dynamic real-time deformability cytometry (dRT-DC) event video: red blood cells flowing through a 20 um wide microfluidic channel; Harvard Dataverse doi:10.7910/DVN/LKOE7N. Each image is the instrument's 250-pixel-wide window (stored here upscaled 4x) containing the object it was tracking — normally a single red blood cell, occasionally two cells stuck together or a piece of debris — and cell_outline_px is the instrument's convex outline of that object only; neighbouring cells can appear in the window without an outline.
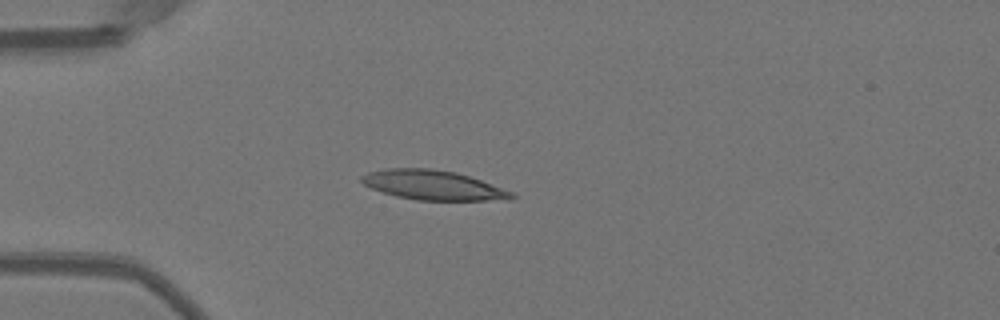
{"species": "Egyptian fruit bat (a non-hibernating species)", "species_latin": "Rousettus aegyptiacus", "temperature_condition": "warm", "stored_images_in_passage": 36, "camera_frame_rate_fps": 3000, "um_per_image_px": 0.085, "animal": {"sex": "female"}, "frame": {"image": 1, "passage_image": 1, "time_ms": 0.0, "image_size_px": [1000, 320], "cell_outline_px": [[516, 196], [512, 200], [416, 200], [396, 196], [372, 188], [364, 184], [360, 180], [360, 176], [368, 172], [384, 168], [432, 168], [456, 172], [480, 180], [512, 192]], "centroid_in_image_um": [36.79, 15.73], "position_along_channel_um": 48.2, "area_um2": 25.78}}
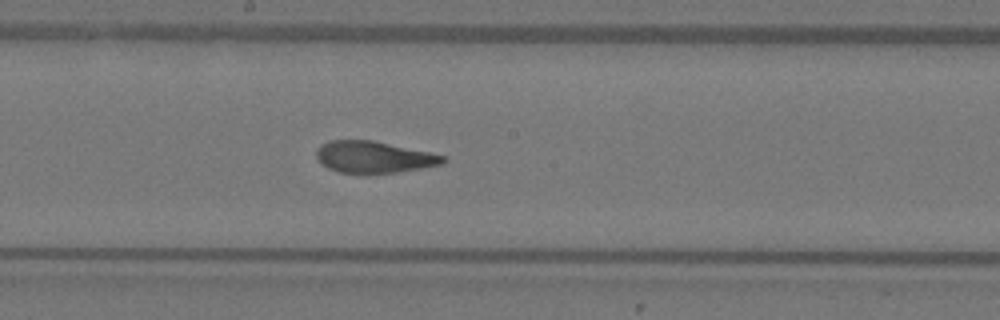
{"frame": {"image": 2, "passage_image": 15, "time_ms": 4.667, "image_size_px": [1000, 320], "cell_outline_px": [[448, 160], [440, 164], [420, 168], [396, 172], [340, 172], [328, 168], [320, 164], [316, 156], [316, 148], [320, 144], [328, 140], [372, 140], [428, 152], [444, 156]], "centroid_in_image_um": [31.7, 13.33], "position_along_channel_um": 216.5, "area_um2": 23.0}}
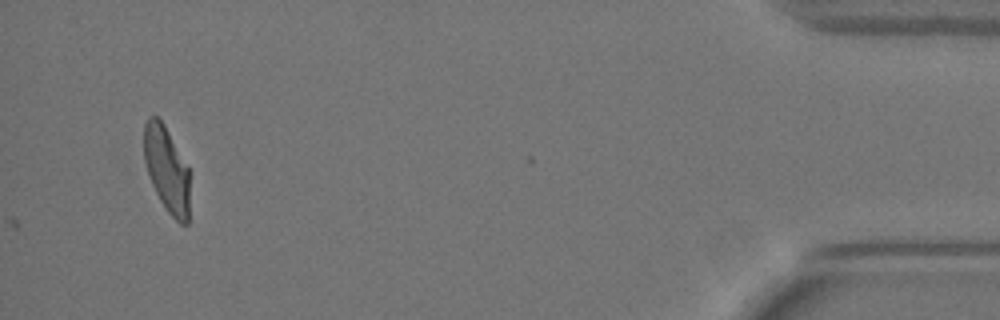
{"frame": {"image": 3, "passage_image": 36, "time_ms": 11.667, "image_size_px": [1000, 320], "cell_outline_px": [[188, 224], [180, 224], [168, 212], [160, 200], [152, 184], [144, 160], [144, 124], [148, 116], [156, 116], [164, 124], [188, 168]], "centroid_in_image_um": [14.15, 14.38], "position_along_channel_um": 421.1, "area_um2": 22.37}, "authors_computed_cell_mechanics": {"area_um2": 24.1315, "velocity_mm_per_s": 3.9838, "shape_relaxation_time_tau1_ms": 6.1699, "shape_relaxation_time_tau2_ms": 1.2002, "deformation_change_tau1": 0.228, "deformation_change_tau2": 0.0858}}